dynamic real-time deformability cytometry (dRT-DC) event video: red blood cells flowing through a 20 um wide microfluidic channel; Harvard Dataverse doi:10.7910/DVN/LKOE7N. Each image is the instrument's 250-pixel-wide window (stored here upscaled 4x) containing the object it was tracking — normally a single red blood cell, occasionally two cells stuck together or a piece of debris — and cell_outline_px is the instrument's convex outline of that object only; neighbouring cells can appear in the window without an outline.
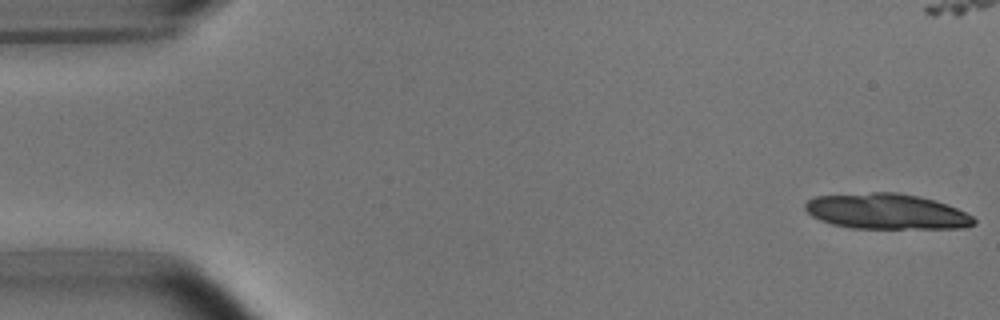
{"species": "common noctule bat (a hibernating species)", "species_latin": "Nyctalus noctula", "temperature_condition": "room temperature", "stored_images_in_passage": 22, "camera_frame_rate_fps": 3000, "um_per_image_px": 0.085, "animal": {"sex": "male", "body_mass_g": 15.6}, "frame": {"image": 1, "passage_image": 1, "time_ms": 0.0, "image_size_px": [1000, 320], "cell_outline_px": [[976, 224], [964, 228], [852, 228], [832, 224], [820, 220], [812, 216], [804, 208], [804, 204], [808, 200], [816, 196], [872, 192], [896, 192], [920, 196], [936, 200], [956, 208], [972, 216], [976, 220]], "centroid_in_image_um": [75.36, 17.97], "position_along_channel_um": 9.6, "area_um2": 34.97}}
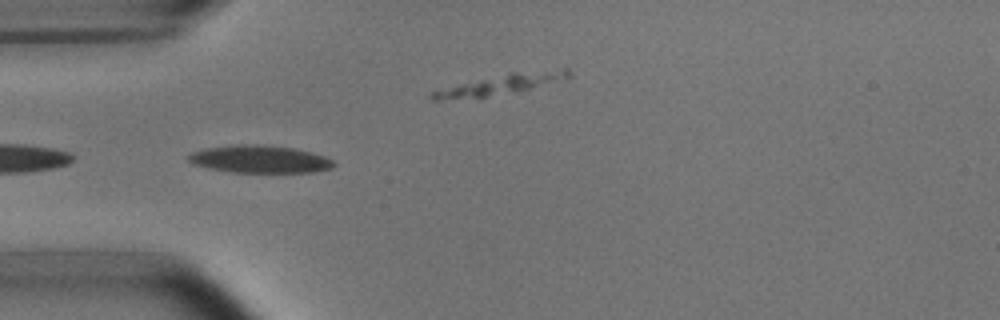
{"frame": {"image": 2, "passage_image": 16, "time_ms": 5.0, "image_size_px": [1000, 320], "cell_outline_px": [[336, 164], [332, 168], [312, 172], [232, 172], [208, 168], [192, 164], [188, 160], [188, 156], [192, 152], [204, 148], [232, 144], [264, 144], [292, 148], [312, 152], [324, 156], [332, 160]], "centroid_in_image_um": [22.05, 13.52], "position_along_channel_um": 62.9, "area_um2": 23.47}}